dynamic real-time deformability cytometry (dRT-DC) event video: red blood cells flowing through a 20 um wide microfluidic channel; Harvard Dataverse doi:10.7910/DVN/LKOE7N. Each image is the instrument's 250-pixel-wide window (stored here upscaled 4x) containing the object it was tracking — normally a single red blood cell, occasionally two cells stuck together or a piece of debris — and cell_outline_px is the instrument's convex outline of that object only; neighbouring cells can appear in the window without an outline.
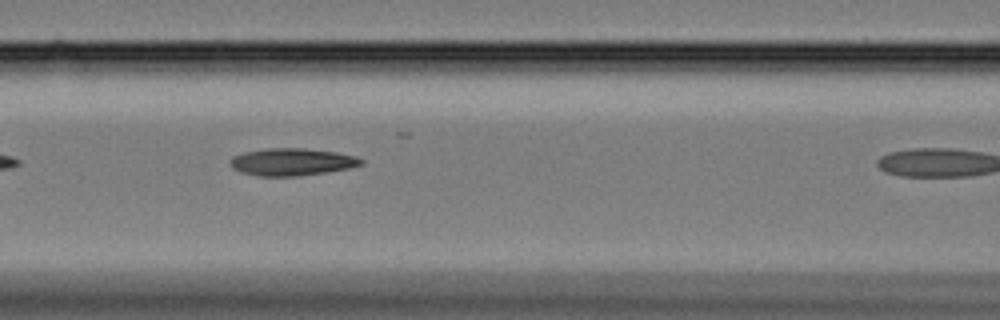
{"species": "Egyptian fruit bat (a non-hibernating species)", "species_latin": "Rousettus aegyptiacus", "temperature_condition": "cold", "stored_images_in_passage": 11, "camera_frame_rate_fps": 3000, "um_per_image_px": 0.085, "animal": {"sex": "female"}, "frame": {"image": 1, "passage_image": 7, "time_ms": 2.0, "image_size_px": [1000, 320], "cell_outline_px": [[364, 164], [348, 168], [300, 176], [260, 176], [240, 172], [232, 168], [228, 160], [232, 156], [244, 152], [264, 148], [304, 148], [336, 152], [356, 156], [364, 160]], "centroid_in_image_um": [24.78, 13.75], "position_along_channel_um": 141.8, "area_um2": 20.98}}
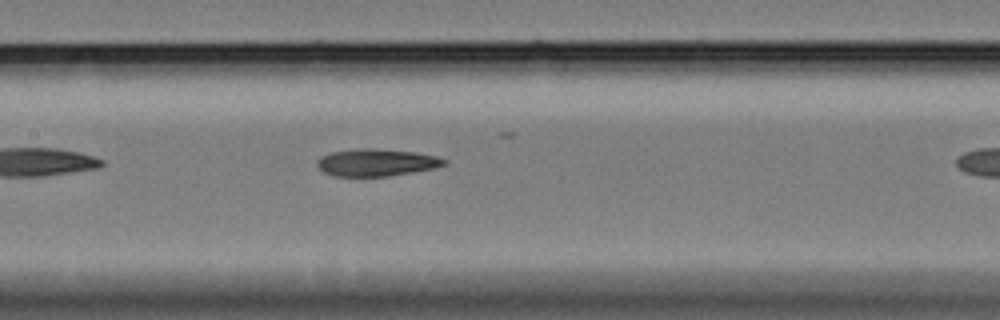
{"frame": {"image": 2, "passage_image": 10, "time_ms": 3.0, "image_size_px": [1000, 320], "cell_outline_px": [[448, 160], [444, 164], [432, 168], [412, 172], [388, 176], [332, 176], [324, 172], [316, 164], [316, 160], [320, 156], [332, 152], [360, 148], [372, 148], [416, 152], [436, 156]], "centroid_in_image_um": [31.95, 13.81], "position_along_channel_um": 175.4, "area_um2": 20.06}}